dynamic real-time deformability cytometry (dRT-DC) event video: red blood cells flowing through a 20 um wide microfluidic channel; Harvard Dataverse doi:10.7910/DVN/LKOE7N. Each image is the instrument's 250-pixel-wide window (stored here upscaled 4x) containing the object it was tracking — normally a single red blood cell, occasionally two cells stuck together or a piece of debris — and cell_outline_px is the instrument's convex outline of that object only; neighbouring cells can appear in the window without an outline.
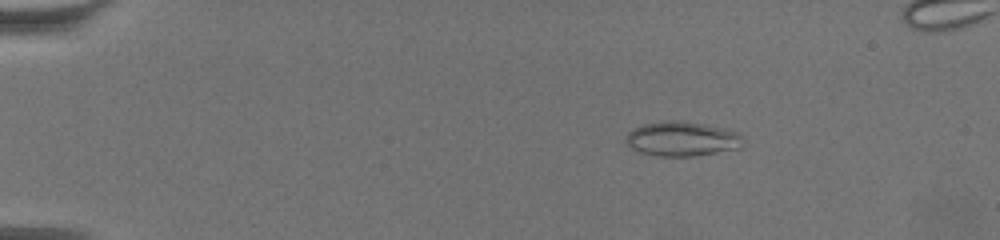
{"species": "common noctule bat (a hibernating species)", "species_latin": "Nyctalus noctula", "temperature_condition": "warm", "stored_images_in_passage": 64, "camera_frame_rate_fps": 3000, "um_per_image_px": 0.085, "animal": {"sex": "female", "body_mass_g": 19.5, "forearm_length_mm": 54.1}, "frame": {"image": 1, "passage_image": 12, "time_ms": 3.667, "image_size_px": [1000, 240], "cell_outline_px": [[744, 144], [740, 148], [696, 156], [660, 156], [636, 152], [624, 140], [628, 132], [632, 128], [644, 124], [664, 120], [680, 120], [704, 124], [740, 132], [744, 136]], "centroid_in_image_um": [57.98, 11.8], "position_along_channel_um": 27.0, "area_um2": 24.04}}
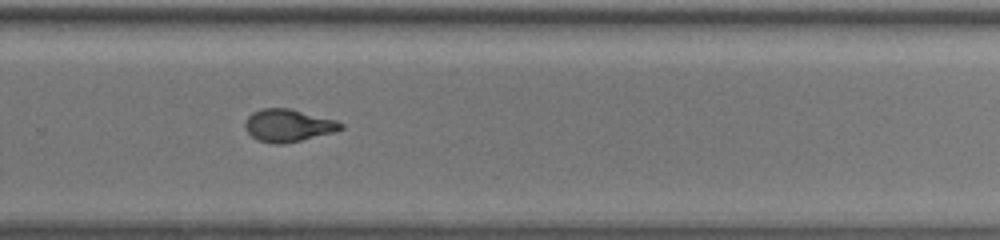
{"frame": {"image": 2, "passage_image": 45, "time_ms": 14.667, "image_size_px": [1000, 240], "cell_outline_px": [[344, 128], [332, 132], [284, 144], [272, 144], [256, 140], [244, 128], [244, 120], [252, 112], [264, 108], [288, 108], [336, 120], [344, 124]], "centroid_in_image_um": [24.44, 10.66], "position_along_channel_um": 305.4, "area_um2": 18.09}}
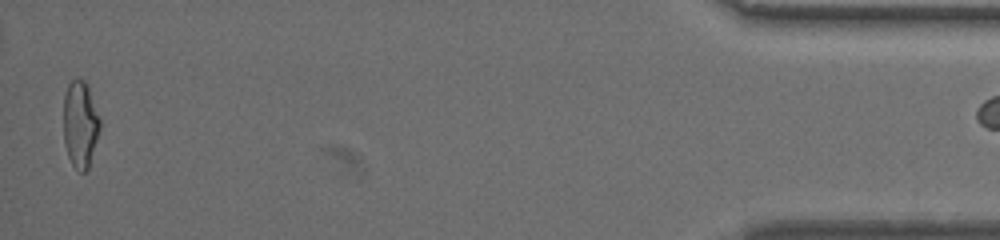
{"frame": {"image": 3, "passage_image": 63, "time_ms": 20.667, "image_size_px": [1000, 240], "cell_outline_px": [[100, 128], [88, 168], [84, 172], [80, 172], [72, 164], [68, 156], [64, 140], [64, 96], [68, 84], [72, 80], [84, 80], [88, 84], [100, 120]], "centroid_in_image_um": [6.82, 10.54], "position_along_channel_um": 428.4, "area_um2": 18.21}}